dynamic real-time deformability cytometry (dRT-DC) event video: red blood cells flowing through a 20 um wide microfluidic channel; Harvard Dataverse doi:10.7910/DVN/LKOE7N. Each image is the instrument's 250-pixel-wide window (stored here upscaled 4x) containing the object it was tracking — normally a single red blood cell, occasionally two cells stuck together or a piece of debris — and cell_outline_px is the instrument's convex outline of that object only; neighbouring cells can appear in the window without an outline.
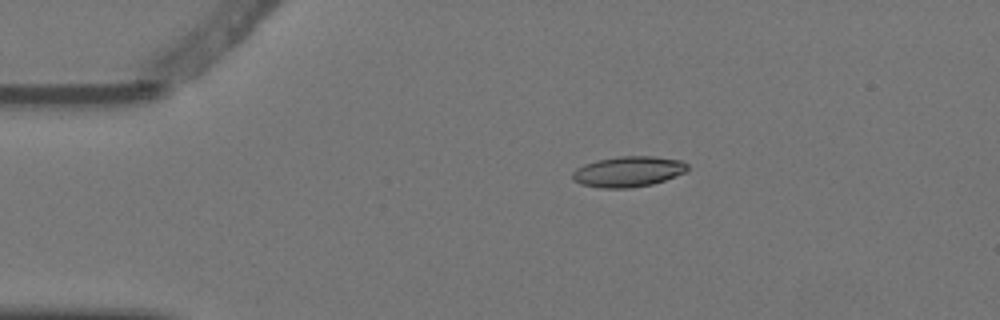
{"species": "Egyptian fruit bat (a non-hibernating species)", "species_latin": "Rousettus aegyptiacus", "temperature_condition": "warm", "stored_images_in_passage": 4, "camera_frame_rate_fps": 3000, "um_per_image_px": 0.085, "animal": {"sex": "female"}, "frame": {"image": 1, "passage_image": 1, "time_ms": 0.0, "image_size_px": [1000, 320], "cell_outline_px": [[688, 172], [652, 184], [628, 188], [600, 188], [580, 184], [572, 180], [572, 172], [576, 168], [584, 164], [596, 160], [620, 156], [652, 156], [680, 160], [688, 164]], "centroid_in_image_um": [53.38, 14.58], "position_along_channel_um": 31.6, "area_um2": 20.63}}
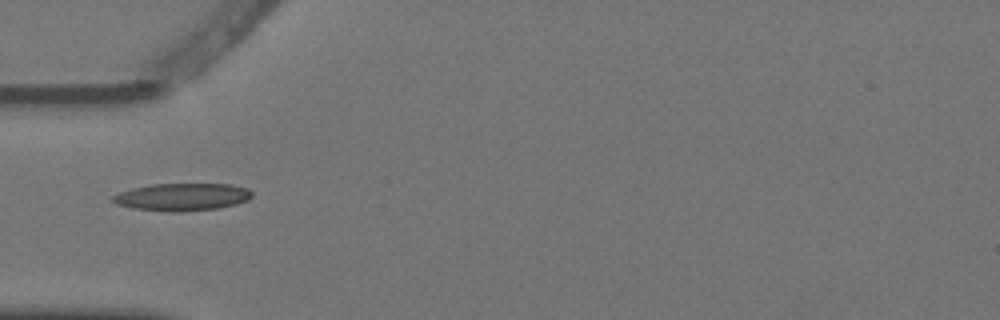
{"frame": {"image": 2, "passage_image": 3, "time_ms": 0.667, "image_size_px": [1000, 320], "cell_outline_px": [[252, 196], [248, 200], [236, 204], [220, 208], [180, 212], [172, 212], [132, 208], [116, 204], [112, 200], [112, 196], [120, 192], [132, 188], [152, 184], [232, 184], [248, 188], [252, 192]], "centroid_in_image_um": [15.51, 16.74], "position_along_channel_um": 69.5, "area_um2": 22.43}}